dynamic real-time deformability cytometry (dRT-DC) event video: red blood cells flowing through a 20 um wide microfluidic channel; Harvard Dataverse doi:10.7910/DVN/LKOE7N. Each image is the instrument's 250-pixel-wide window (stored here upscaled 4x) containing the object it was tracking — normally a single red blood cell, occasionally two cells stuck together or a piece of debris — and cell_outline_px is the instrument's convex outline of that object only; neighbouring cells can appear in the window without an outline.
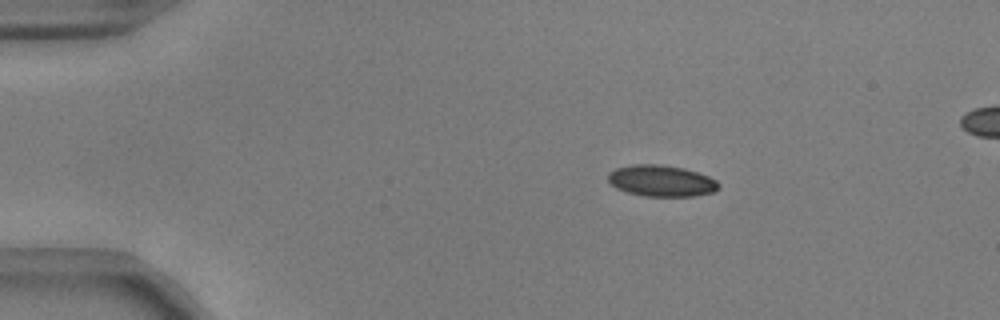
{"species": "common noctule bat (a hibernating species)", "species_latin": "Nyctalus noctula", "temperature_condition": "warm", "stored_images_in_passage": 46, "camera_frame_rate_fps": 3000, "um_per_image_px": 0.085, "animal": {"sex": "male", "body_mass_g": 17.9, "forearm_length_mm": 54.2}, "frame": {"image": 1, "passage_image": 1, "time_ms": 0.0, "image_size_px": [1000, 320], "cell_outline_px": [[720, 188], [712, 192], [692, 196], [644, 196], [628, 192], [616, 188], [608, 180], [608, 172], [616, 168], [632, 164], [660, 164], [684, 168], [708, 176], [716, 180], [720, 184]], "centroid_in_image_um": [56.21, 15.36], "position_along_channel_um": 28.8, "area_um2": 20.17}}
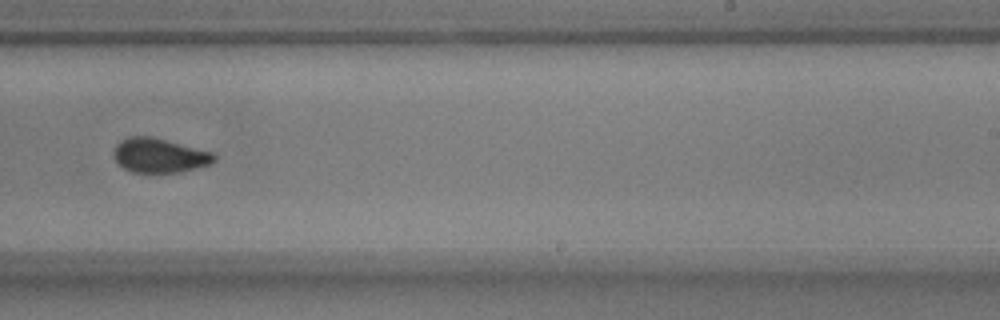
{"frame": {"image": 2, "passage_image": 26, "time_ms": 8.333, "image_size_px": [1000, 320], "cell_outline_px": [[216, 160], [212, 164], [180, 172], [132, 172], [124, 168], [112, 156], [112, 152], [116, 144], [120, 140], [128, 136], [148, 136], [212, 152], [216, 156]], "centroid_in_image_um": [13.52, 13.22], "position_along_channel_um": 275.5, "area_um2": 20.0}}
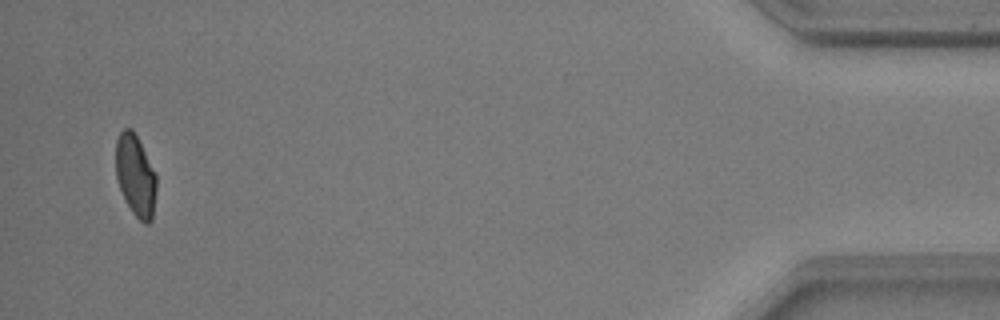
{"frame": {"image": 3, "passage_image": 44, "time_ms": 14.333, "image_size_px": [1000, 320], "cell_outline_px": [[156, 192], [152, 220], [148, 224], [144, 224], [132, 212], [120, 188], [116, 176], [116, 140], [120, 132], [124, 128], [132, 128], [156, 176]], "centroid_in_image_um": [11.51, 14.94], "position_along_channel_um": 423.7, "area_um2": 18.9}}